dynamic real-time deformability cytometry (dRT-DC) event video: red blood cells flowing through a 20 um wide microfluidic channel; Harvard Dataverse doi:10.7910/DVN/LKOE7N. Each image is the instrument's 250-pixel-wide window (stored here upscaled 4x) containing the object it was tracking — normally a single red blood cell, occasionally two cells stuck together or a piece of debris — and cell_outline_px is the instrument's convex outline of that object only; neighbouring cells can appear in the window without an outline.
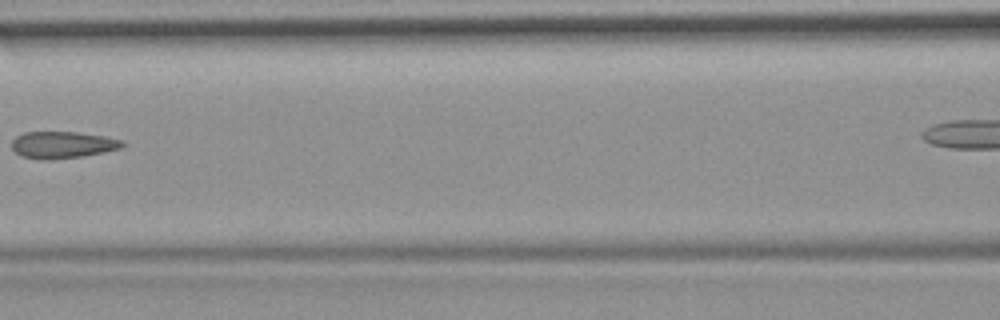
{"species": "common noctule bat (a hibernating species)", "species_latin": "Nyctalus noctula", "temperature_condition": "room temperature", "stored_images_in_passage": 7, "camera_frame_rate_fps": 3000, "um_per_image_px": 0.085, "animal": {"sex": "female", "body_mass_g": 19.9}, "frame": {"image": 1, "passage_image": 6, "time_ms": 1.667, "image_size_px": [1000, 320], "cell_outline_px": [[128, 144], [120, 148], [104, 152], [84, 156], [52, 160], [44, 160], [24, 156], [16, 152], [12, 148], [12, 140], [16, 136], [24, 132], [76, 132], [104, 136], [124, 140]], "centroid_in_image_um": [5.36, 12.31], "position_along_channel_um": 161.2, "area_um2": 17.4}}
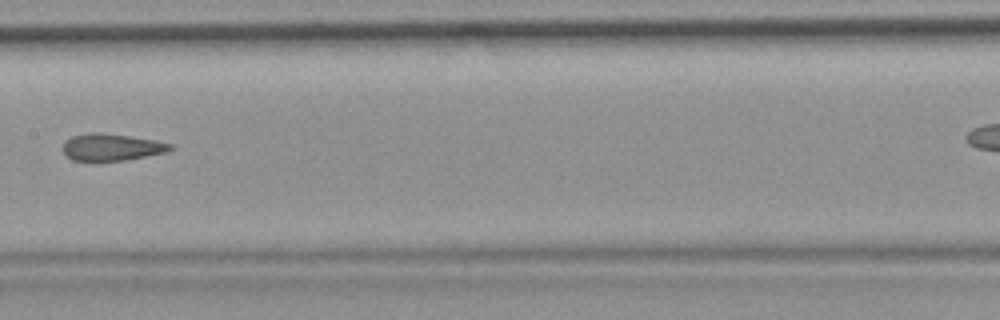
{"frame": {"image": 2, "passage_image": 7, "time_ms": 2.0, "image_size_px": [1000, 320], "cell_outline_px": [[176, 148], [164, 152], [124, 160], [72, 160], [64, 152], [64, 144], [72, 136], [92, 132], [100, 132], [156, 140], [172, 144]], "centroid_in_image_um": [9.52, 12.49], "position_along_channel_um": 197.9, "area_um2": 16.47}}